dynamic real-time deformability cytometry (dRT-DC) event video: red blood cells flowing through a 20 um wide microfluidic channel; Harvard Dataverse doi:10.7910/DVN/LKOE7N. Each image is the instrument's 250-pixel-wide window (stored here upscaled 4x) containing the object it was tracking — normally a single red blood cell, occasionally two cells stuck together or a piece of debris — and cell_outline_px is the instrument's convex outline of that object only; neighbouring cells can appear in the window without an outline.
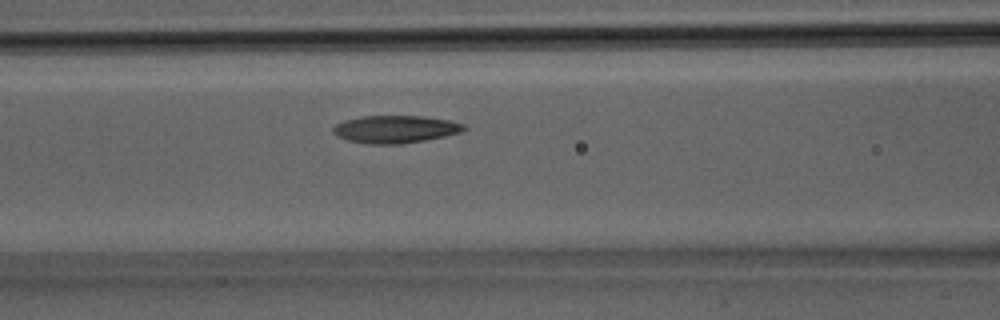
{"species": "Egyptian fruit bat (a non-hibernating species)", "species_latin": "Rousettus aegyptiacus", "temperature_condition": "room temperature", "stored_images_in_passage": 22, "camera_frame_rate_fps": 3000, "um_per_image_px": 0.085, "animal": {"sex": "male"}, "frame": {"image": 1, "passage_image": 7, "time_ms": 2.0, "image_size_px": [1000, 320], "cell_outline_px": [[468, 128], [460, 132], [444, 136], [424, 140], [400, 144], [368, 144], [348, 140], [336, 136], [332, 132], [332, 128], [336, 124], [344, 120], [360, 116], [424, 116], [448, 120], [464, 124]], "centroid_in_image_um": [33.57, 10.98], "position_along_channel_um": 133.0, "area_um2": 21.04}}
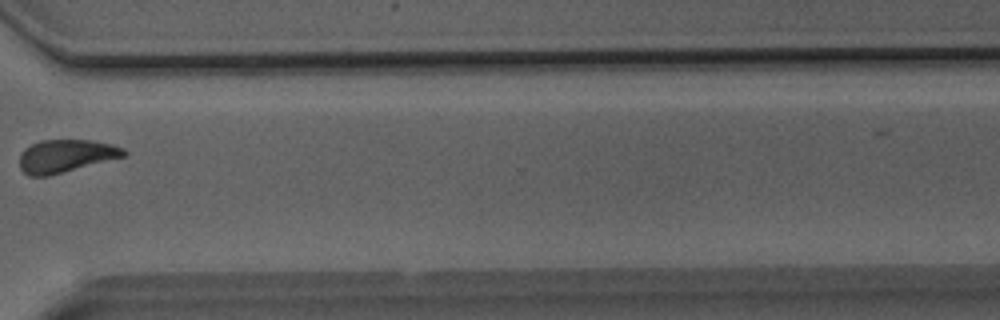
{"frame": {"image": 2, "passage_image": 18, "time_ms": 5.667, "image_size_px": [1000, 320], "cell_outline_px": [[128, 152], [124, 156], [48, 176], [28, 176], [20, 168], [20, 156], [24, 148], [40, 140], [92, 140], [112, 144], [124, 148]], "centroid_in_image_um": [5.58, 13.25], "position_along_channel_um": 365.0, "area_um2": 19.83}}
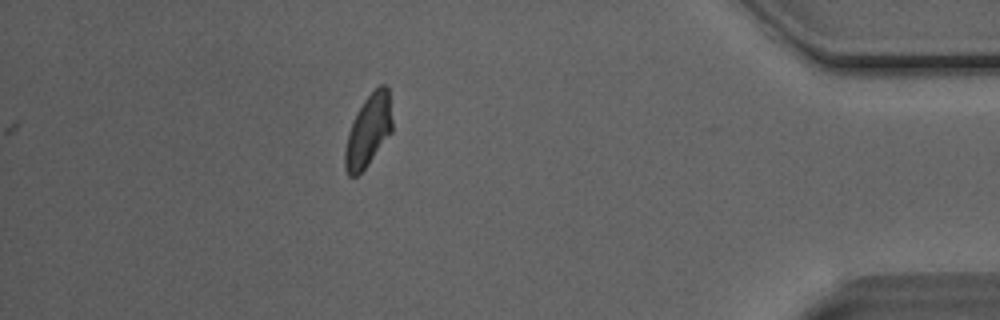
{"frame": {"image": 3, "passage_image": 22, "time_ms": 7.0, "image_size_px": [1000, 320], "cell_outline_px": [[392, 132], [368, 164], [356, 176], [348, 176], [344, 168], [344, 152], [348, 132], [356, 112], [364, 100], [380, 84], [384, 84], [388, 88], [392, 120]], "centroid_in_image_um": [31.3, 11.12], "position_along_channel_um": 403.9, "area_um2": 19.71}}